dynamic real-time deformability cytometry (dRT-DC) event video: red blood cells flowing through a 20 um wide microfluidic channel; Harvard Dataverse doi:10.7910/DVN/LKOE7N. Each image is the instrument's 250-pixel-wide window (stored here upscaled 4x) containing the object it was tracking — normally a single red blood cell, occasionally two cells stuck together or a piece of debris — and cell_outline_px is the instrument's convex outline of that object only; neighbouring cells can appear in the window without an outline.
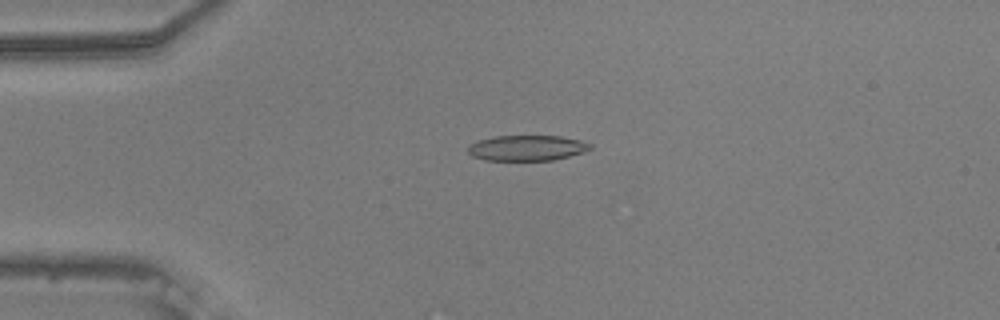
{"species": "common noctule bat (a hibernating species)", "species_latin": "Nyctalus noctula", "temperature_condition": "warm", "stored_images_in_passage": 44, "camera_frame_rate_fps": 3000, "um_per_image_px": 0.085, "animal": {"sex": "male", "body_mass_g": 20.5, "forearm_length_mm": 52.5}, "frame": {"image": 1, "passage_image": 11, "time_ms": 3.333, "image_size_px": [1000, 320], "cell_outline_px": [[592, 148], [584, 152], [552, 160], [484, 160], [472, 156], [468, 152], [468, 144], [480, 140], [496, 136], [560, 136], [580, 140], [592, 144]], "centroid_in_image_um": [44.79, 12.57], "position_along_channel_um": 40.2, "area_um2": 18.09}}
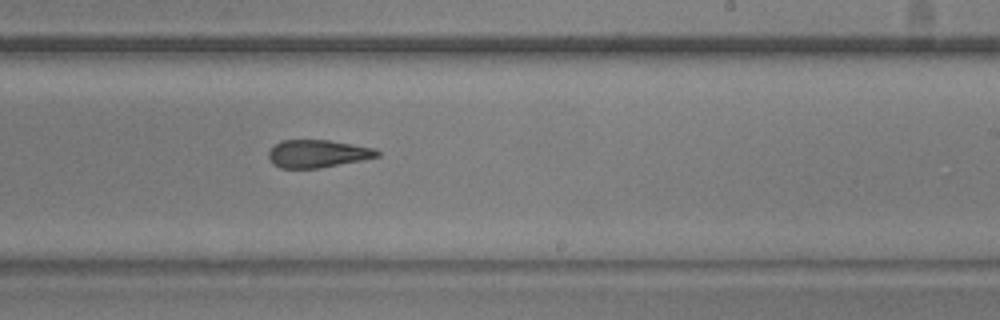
{"frame": {"image": 2, "passage_image": 31, "time_ms": 10.0, "image_size_px": [1000, 320], "cell_outline_px": [[380, 156], [320, 168], [280, 168], [272, 164], [268, 156], [268, 152], [280, 140], [328, 140], [376, 148], [380, 152]], "centroid_in_image_um": [26.99, 13.06], "position_along_channel_um": 262.0, "area_um2": 17.51}}
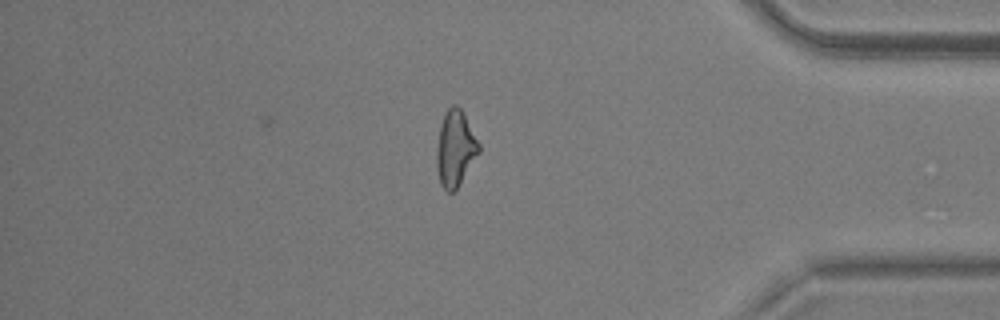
{"frame": {"image": 3, "passage_image": 44, "time_ms": 14.333, "image_size_px": [1000, 320], "cell_outline_px": [[480, 152], [456, 188], [452, 192], [448, 192], [440, 184], [436, 168], [436, 148], [440, 124], [448, 108], [452, 104], [456, 104], [464, 112], [480, 144]], "centroid_in_image_um": [38.69, 12.59], "position_along_channel_um": 396.5, "area_um2": 18.73}, "authors_computed_cell_mechanics": {"area_um2": 18.8428, "velocity_mm_per_s": 3.7562, "shape_relaxation_time_tau1_ms": null, "shape_relaxation_time_tau2_ms": 2.9022, "deformation_change_tau1": null, "deformation_change_tau2": 0.1299}}